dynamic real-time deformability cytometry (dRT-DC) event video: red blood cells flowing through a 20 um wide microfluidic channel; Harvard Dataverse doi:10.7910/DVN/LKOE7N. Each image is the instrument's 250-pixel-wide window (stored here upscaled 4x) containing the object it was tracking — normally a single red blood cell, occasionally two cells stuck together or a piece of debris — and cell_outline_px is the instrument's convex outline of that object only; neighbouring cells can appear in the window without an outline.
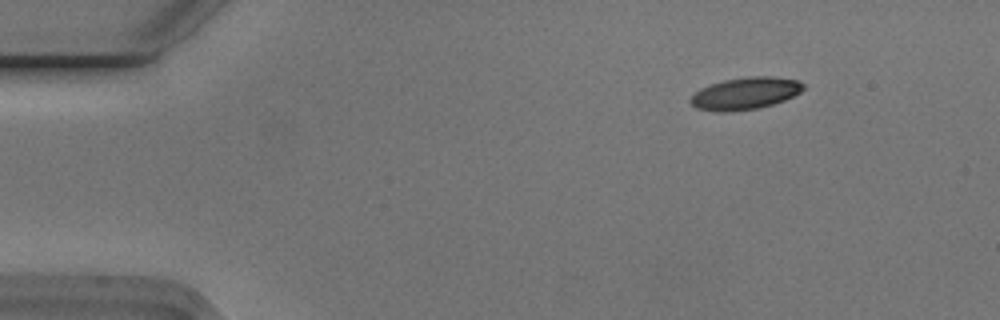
{"species": "Egyptian fruit bat (a non-hibernating species)", "species_latin": "Rousettus aegyptiacus", "temperature_condition": "cold", "stored_images_in_passage": 3, "camera_frame_rate_fps": 3000, "um_per_image_px": 0.085, "animal": {"sex": "male"}, "frame": {"image": 1, "passage_image": 2, "time_ms": 0.333, "image_size_px": [1000, 320], "cell_outline_px": [[804, 88], [800, 92], [784, 100], [772, 104], [756, 108], [724, 112], [720, 112], [696, 108], [688, 100], [700, 88], [724, 80], [748, 76], [772, 76], [796, 80], [804, 84]], "centroid_in_image_um": [63.33, 7.93], "position_along_channel_um": 21.7, "area_um2": 20.87}}